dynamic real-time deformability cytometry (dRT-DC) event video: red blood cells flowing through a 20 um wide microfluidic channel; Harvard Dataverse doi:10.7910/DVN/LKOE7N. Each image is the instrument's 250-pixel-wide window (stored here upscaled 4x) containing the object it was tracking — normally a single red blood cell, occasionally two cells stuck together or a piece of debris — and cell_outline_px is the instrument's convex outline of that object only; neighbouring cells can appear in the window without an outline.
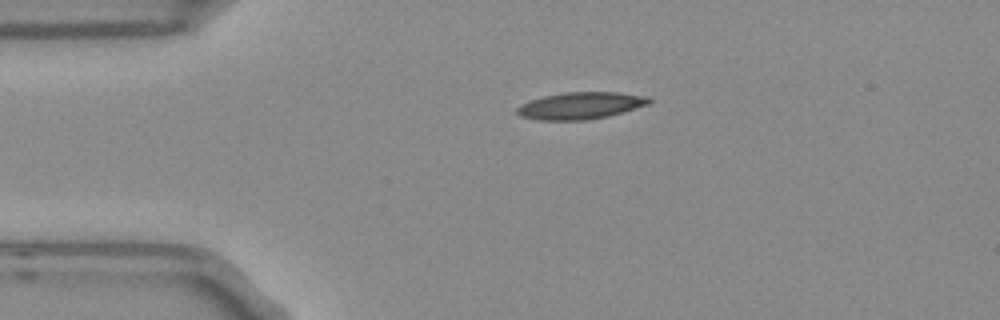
{"species": "Egyptian fruit bat (a non-hibernating species)", "species_latin": "Rousettus aegyptiacus", "temperature_condition": "room temperature", "stored_images_in_passage": 2, "camera_frame_rate_fps": 3000, "um_per_image_px": 0.085, "frame": {"image": 1, "passage_image": 1, "time_ms": 0.0, "image_size_px": [1000, 320], "cell_outline_px": [[652, 100], [648, 104], [608, 116], [588, 120], [536, 120], [520, 116], [516, 112], [516, 108], [532, 100], [544, 96], [564, 92], [620, 92], [648, 96]], "centroid_in_image_um": [49.36, 8.98], "position_along_channel_um": 35.6, "area_um2": 20.63}}